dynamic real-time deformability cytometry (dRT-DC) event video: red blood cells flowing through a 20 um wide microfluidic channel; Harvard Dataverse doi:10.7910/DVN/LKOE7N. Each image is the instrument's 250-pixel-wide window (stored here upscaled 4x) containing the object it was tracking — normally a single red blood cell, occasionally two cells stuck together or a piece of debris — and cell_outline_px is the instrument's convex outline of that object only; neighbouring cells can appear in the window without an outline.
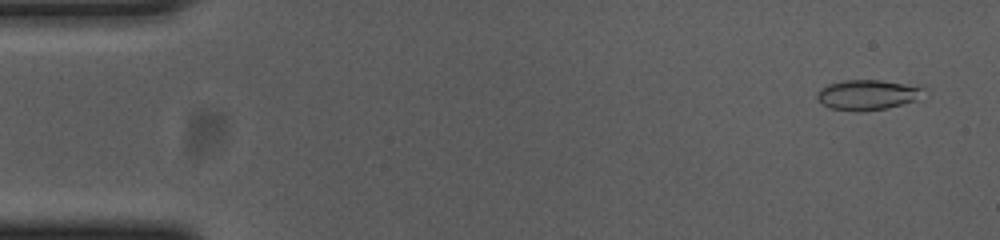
{"species": "common noctule bat (a hibernating species)", "species_latin": "Nyctalus noctula", "temperature_condition": "cold", "stored_images_in_passage": 16, "camera_frame_rate_fps": 3000, "um_per_image_px": 0.085, "animal": {"sex": "female", "body_mass_g": 23.0, "forearm_length_mm": 53.4}, "frame": {"image": 1, "passage_image": 3, "time_ms": 0.667, "image_size_px": [1000, 240], "cell_outline_px": [[928, 88], [924, 100], [884, 108], [860, 112], [832, 108], [824, 104], [816, 96], [816, 92], [820, 88], [828, 84], [844, 80], [880, 80], [924, 84]], "centroid_in_image_um": [73.95, 8.03], "position_along_channel_um": 11.0, "area_um2": 19.59}}